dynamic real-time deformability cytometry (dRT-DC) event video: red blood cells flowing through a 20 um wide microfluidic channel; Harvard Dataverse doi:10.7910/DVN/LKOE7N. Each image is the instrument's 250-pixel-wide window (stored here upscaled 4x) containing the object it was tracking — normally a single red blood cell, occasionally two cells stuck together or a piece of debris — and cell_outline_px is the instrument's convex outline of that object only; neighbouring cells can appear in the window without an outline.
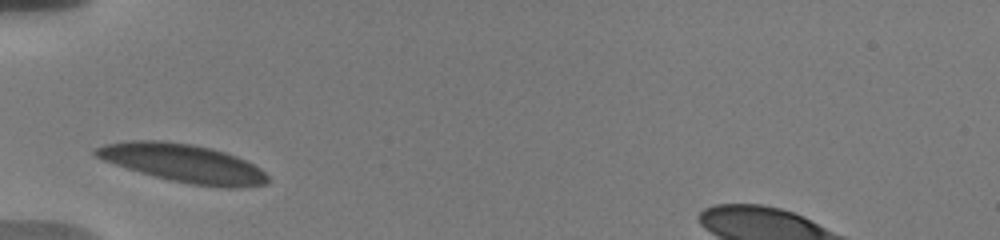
{"species": "human", "species_latin": "Homo sapiens", "temperature_condition": "warm", "stored_images_in_passage": 10, "camera_frame_rate_fps": 3000, "um_per_image_px": 0.085, "donor": {"sex": "male"}, "frame": {"image": 1, "passage_image": 1, "time_ms": 0.0, "image_size_px": [1000, 240], "cell_outline_px": [[268, 184], [248, 188], [224, 188], [192, 184], [172, 180], [140, 172], [104, 160], [96, 156], [92, 152], [92, 148], [104, 144], [132, 140], [164, 140], [192, 144], [212, 148], [236, 156], [260, 168], [268, 176]], "centroid_in_image_um": [15.6, 13.87], "position_along_channel_um": 69.4, "area_um2": 38.26}}
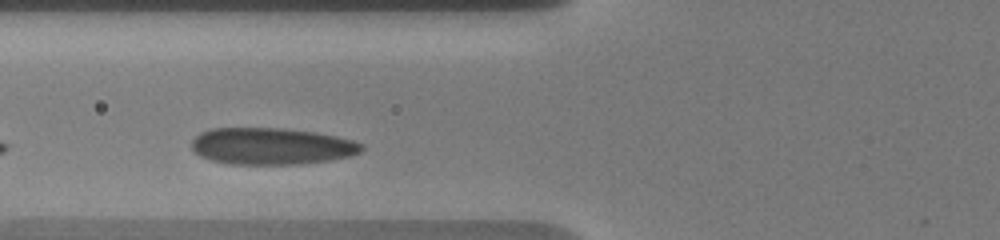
{"frame": {"image": 2, "passage_image": 4, "time_ms": 1.0, "image_size_px": [1000, 240], "cell_outline_px": [[364, 148], [360, 152], [348, 156], [332, 160], [300, 164], [232, 164], [212, 160], [200, 156], [192, 148], [192, 140], [200, 132], [212, 128], [284, 128], [316, 132], [336, 136], [352, 140], [364, 144]], "centroid_in_image_um": [23.09, 12.42], "position_along_channel_um": 102.7, "area_um2": 36.47}}
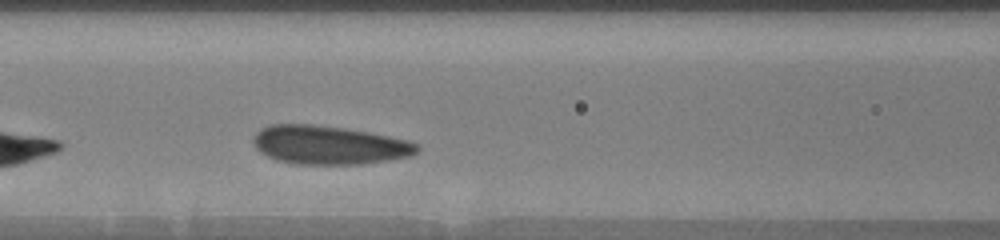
{"frame": {"image": 3, "passage_image": 7, "time_ms": 2.0, "image_size_px": [1000, 240], "cell_outline_px": [[420, 148], [416, 152], [408, 156], [388, 160], [360, 164], [296, 164], [276, 160], [260, 152], [256, 148], [252, 140], [252, 136], [260, 128], [268, 124], [312, 124], [344, 128], [368, 132], [408, 140], [416, 144]], "centroid_in_image_um": [27.9, 12.32], "position_along_channel_um": 138.7, "area_um2": 36.88}}